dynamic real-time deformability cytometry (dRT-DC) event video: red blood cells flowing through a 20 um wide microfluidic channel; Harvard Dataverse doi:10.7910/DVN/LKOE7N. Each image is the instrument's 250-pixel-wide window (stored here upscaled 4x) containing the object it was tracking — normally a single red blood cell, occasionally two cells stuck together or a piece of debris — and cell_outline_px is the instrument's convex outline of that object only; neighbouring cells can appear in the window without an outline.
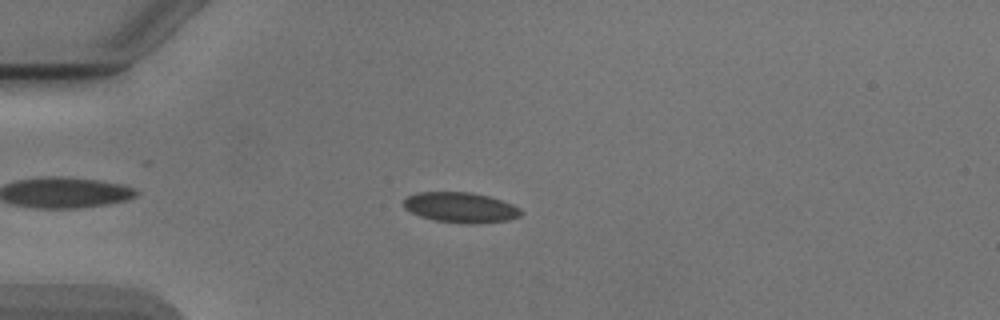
{"species": "Egyptian fruit bat (a non-hibernating species)", "species_latin": "Rousettus aegyptiacus", "temperature_condition": "cold", "stored_images_in_passage": 45, "camera_frame_rate_fps": 3000, "um_per_image_px": 0.085, "animal": {"sex": "male"}, "frame": {"image": 1, "passage_image": 6, "time_ms": 1.667, "image_size_px": [1000, 320], "cell_outline_px": [[524, 212], [520, 216], [508, 220], [476, 224], [460, 224], [432, 220], [420, 216], [404, 208], [404, 200], [408, 196], [416, 192], [468, 192], [488, 196], [512, 204], [520, 208]], "centroid_in_image_um": [39.16, 17.65], "position_along_channel_um": 45.8, "area_um2": 20.87}}
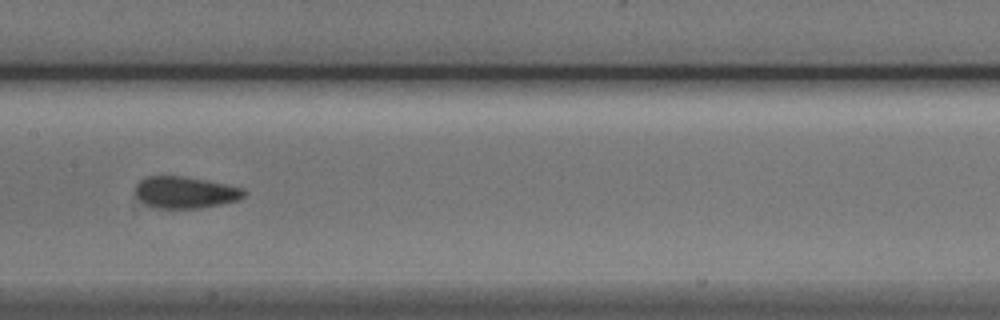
{"frame": {"image": 2, "passage_image": 19, "time_ms": 6.0, "image_size_px": [1000, 320], "cell_outline_px": [[248, 192], [244, 196], [236, 200], [220, 204], [200, 208], [148, 208], [132, 192], [136, 184], [140, 180], [148, 176], [184, 176], [208, 180], [244, 188]], "centroid_in_image_um": [15.69, 16.35], "position_along_channel_um": 191.7, "area_um2": 20.46}}
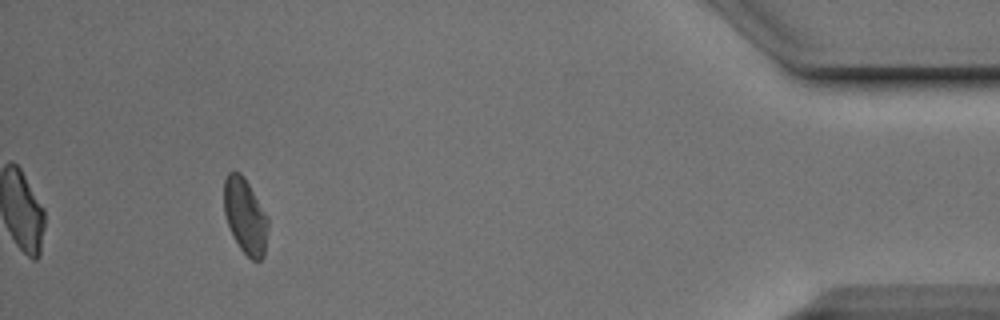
{"frame": {"image": 3, "passage_image": 41, "time_ms": 13.333, "image_size_px": [1000, 320], "cell_outline_px": [[268, 228], [264, 256], [260, 260], [252, 260], [240, 248], [232, 236], [224, 212], [224, 180], [228, 172], [240, 172], [244, 176], [268, 216]], "centroid_in_image_um": [20.85, 18.36], "position_along_channel_um": 414.4, "area_um2": 19.42}, "authors_computed_cell_mechanics": {"area_um2": 20.0566, "velocity_mm_per_s": 3.8807, "shape_relaxation_time_tau1_ms": 5.4593, "shape_relaxation_time_tau2_ms": 0.8176, "deformation_change_tau1": 0.0983, "deformation_change_tau2": 0.0438}}